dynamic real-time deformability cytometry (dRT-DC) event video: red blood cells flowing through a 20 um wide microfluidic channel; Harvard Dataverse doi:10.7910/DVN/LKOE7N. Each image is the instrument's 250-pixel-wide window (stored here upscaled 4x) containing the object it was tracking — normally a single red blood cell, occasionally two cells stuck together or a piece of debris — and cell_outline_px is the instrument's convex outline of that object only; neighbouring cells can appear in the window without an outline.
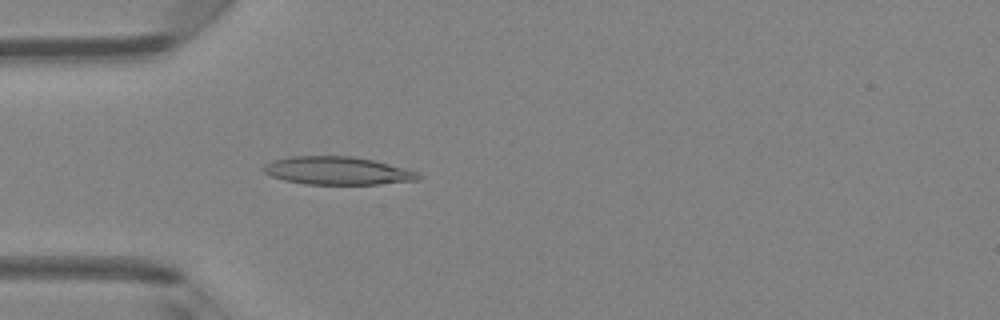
{"species": "Egyptian fruit bat (a non-hibernating species)", "species_latin": "Rousettus aegyptiacus", "temperature_condition": "room temperature", "stored_images_in_passage": 4, "camera_frame_rate_fps": 3000, "um_per_image_px": 0.085, "animal": {"sex": "female"}, "frame": {"image": 1, "passage_image": 4, "time_ms": 1.0, "image_size_px": [1000, 320], "cell_outline_px": [[424, 176], [420, 180], [376, 184], [308, 184], [284, 180], [272, 176], [264, 172], [260, 168], [264, 164], [272, 160], [292, 156], [352, 156], [372, 160], [404, 168], [416, 172]], "centroid_in_image_um": [28.66, 14.51], "position_along_channel_um": 56.3, "area_um2": 25.2}}